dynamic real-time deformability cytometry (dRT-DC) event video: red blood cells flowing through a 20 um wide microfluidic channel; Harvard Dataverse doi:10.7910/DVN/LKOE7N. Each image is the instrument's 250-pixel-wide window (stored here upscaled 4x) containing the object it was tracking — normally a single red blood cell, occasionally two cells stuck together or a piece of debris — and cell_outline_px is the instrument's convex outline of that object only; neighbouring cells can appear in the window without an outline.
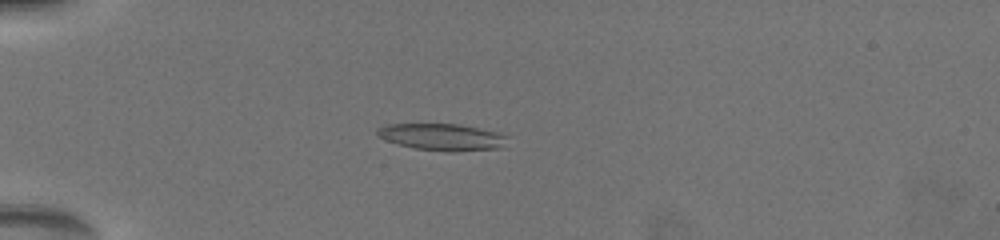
{"species": "common noctule bat (a hibernating species)", "species_latin": "Nyctalus noctula", "temperature_condition": "warm", "stored_images_in_passage": 54, "camera_frame_rate_fps": 3000, "um_per_image_px": 0.085, "animal": {"sex": "female", "body_mass_g": 19.5, "forearm_length_mm": 54.1}, "frame": {"image": 1, "passage_image": 21, "time_ms": 5.667, "image_size_px": [1000, 240], "cell_outline_px": [[508, 136], [496, 148], [452, 152], [416, 148], [400, 144], [376, 136], [376, 132], [380, 128], [388, 124], [456, 124], [496, 132]], "centroid_in_image_um": [37.51, 11.64], "position_along_channel_um": 47.5, "area_um2": 19.59}}
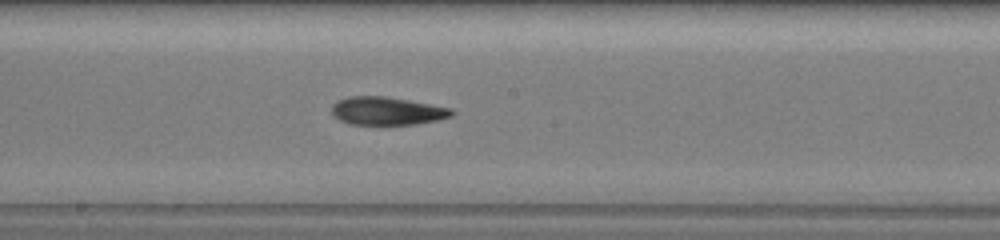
{"frame": {"image": 2, "passage_image": 44, "time_ms": 11.0, "image_size_px": [1000, 240], "cell_outline_px": [[452, 116], [436, 120], [416, 124], [348, 124], [340, 120], [332, 112], [332, 104], [336, 100], [348, 96], [388, 96], [452, 108]], "centroid_in_image_um": [32.87, 9.41], "position_along_channel_um": 215.3, "area_um2": 19.59}}
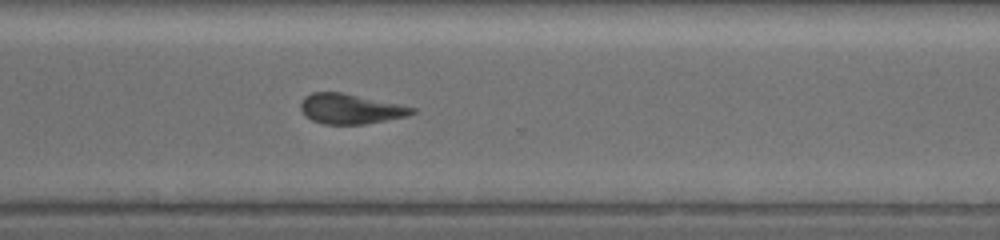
{"frame": {"image": 3, "passage_image": 54, "time_ms": 14.333, "image_size_px": [1000, 240], "cell_outline_px": [[416, 112], [408, 116], [364, 124], [324, 124], [312, 120], [300, 108], [300, 100], [304, 96], [312, 92], [340, 92], [416, 108]], "centroid_in_image_um": [29.76, 9.25], "position_along_channel_um": 340.8, "area_um2": 19.25}}